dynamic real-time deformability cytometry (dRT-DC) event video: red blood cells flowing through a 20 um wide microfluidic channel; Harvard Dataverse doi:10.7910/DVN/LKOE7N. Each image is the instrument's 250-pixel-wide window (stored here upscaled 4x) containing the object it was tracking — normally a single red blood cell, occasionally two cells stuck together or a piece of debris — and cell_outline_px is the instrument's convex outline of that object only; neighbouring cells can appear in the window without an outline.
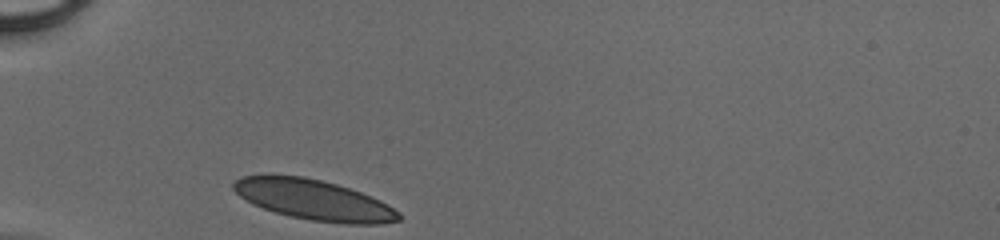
{"species": "human", "species_latin": "Homo sapiens", "temperature_condition": "cold", "stored_images_in_passage": 26, "camera_frame_rate_fps": 3000, "um_per_image_px": 0.085, "donor": {"sex": "male"}, "frame": {"image": 1, "passage_image": 1, "time_ms": 0.0, "image_size_px": [1000, 240], "cell_outline_px": [[400, 220], [380, 224], [344, 224], [312, 220], [288, 216], [252, 204], [240, 196], [232, 188], [232, 184], [240, 176], [304, 176], [336, 184], [372, 196], [388, 204], [400, 212]], "centroid_in_image_um": [26.71, 17.0], "position_along_channel_um": 58.3, "area_um2": 38.55}}
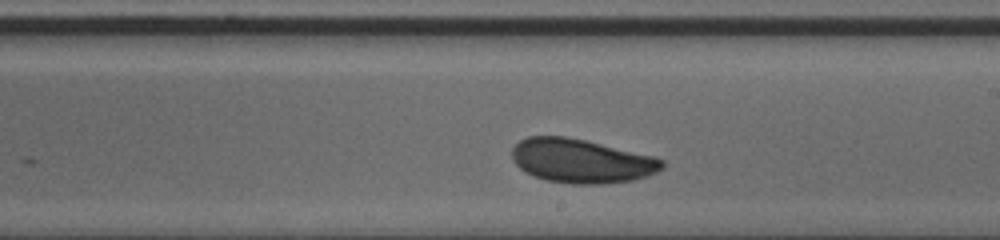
{"frame": {"image": 2, "passage_image": 15, "time_ms": 4.667, "image_size_px": [1000, 240], "cell_outline_px": [[664, 168], [648, 176], [636, 180], [604, 184], [572, 184], [544, 180], [520, 168], [512, 160], [512, 148], [520, 140], [528, 136], [564, 136], [584, 140], [652, 156], [664, 160]], "centroid_in_image_um": [49.42, 13.69], "position_along_channel_um": 239.6, "area_um2": 38.38}}
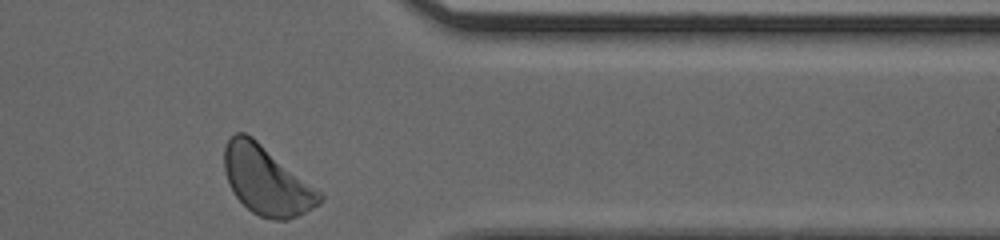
{"frame": {"image": 3, "passage_image": 26, "time_ms": 8.333, "image_size_px": [1000, 240], "cell_outline_px": [[324, 200], [320, 204], [288, 220], [272, 220], [260, 216], [252, 212], [236, 196], [224, 172], [224, 148], [228, 140], [236, 132], [244, 132], [252, 136], [316, 188], [324, 196]], "centroid_in_image_um": [22.65, 15.34], "position_along_channel_um": 388.7, "area_um2": 37.69}}